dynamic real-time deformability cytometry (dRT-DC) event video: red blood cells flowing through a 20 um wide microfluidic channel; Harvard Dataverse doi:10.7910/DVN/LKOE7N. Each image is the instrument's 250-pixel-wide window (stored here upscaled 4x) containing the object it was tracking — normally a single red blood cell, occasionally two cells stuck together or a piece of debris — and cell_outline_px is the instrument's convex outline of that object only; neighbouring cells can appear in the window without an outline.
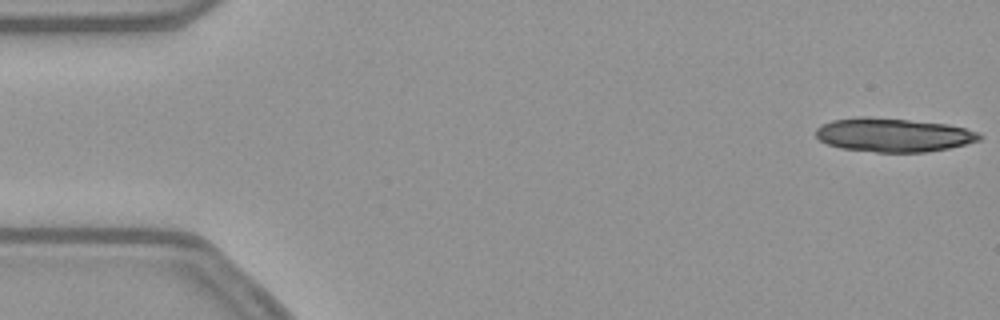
{"species": "common noctule bat (a hibernating species)", "species_latin": "Nyctalus noctula", "temperature_condition": "warm", "stored_images_in_passage": 34, "camera_frame_rate_fps": 3000, "um_per_image_px": 0.085, "animal": {"sex": "female", "body_mass_g": 21.9}, "frame": {"image": 1, "passage_image": 1, "time_ms": 0.0, "image_size_px": [1000, 320], "cell_outline_px": [[984, 136], [980, 140], [948, 148], [928, 152], [876, 152], [840, 148], [828, 144], [820, 140], [816, 136], [816, 128], [820, 124], [832, 120], [860, 116], [864, 116], [908, 120], [948, 124], [964, 128], [976, 132]], "centroid_in_image_um": [75.9, 11.47], "position_along_channel_um": 9.1, "area_um2": 32.14}}
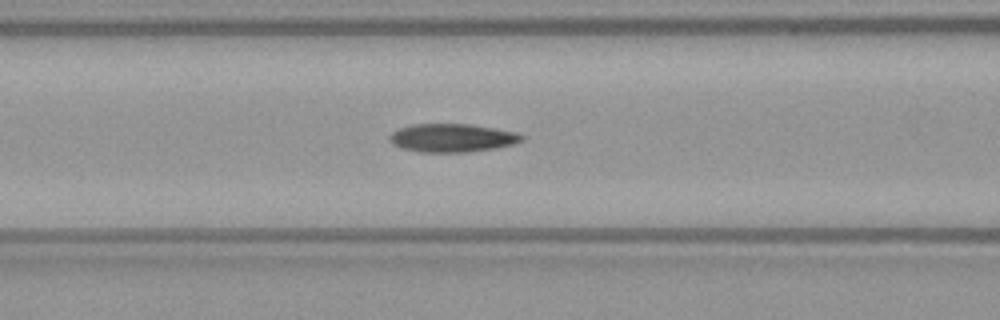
{"frame": {"image": 2, "passage_image": 14, "time_ms": 4.333, "image_size_px": [1000, 320], "cell_outline_px": [[524, 140], [512, 144], [496, 148], [468, 152], [420, 152], [400, 148], [392, 144], [388, 140], [388, 136], [392, 132], [400, 128], [412, 124], [468, 124], [496, 128], [516, 132], [524, 136]], "centroid_in_image_um": [38.41, 11.72], "position_along_channel_um": 128.2, "area_um2": 21.96}}
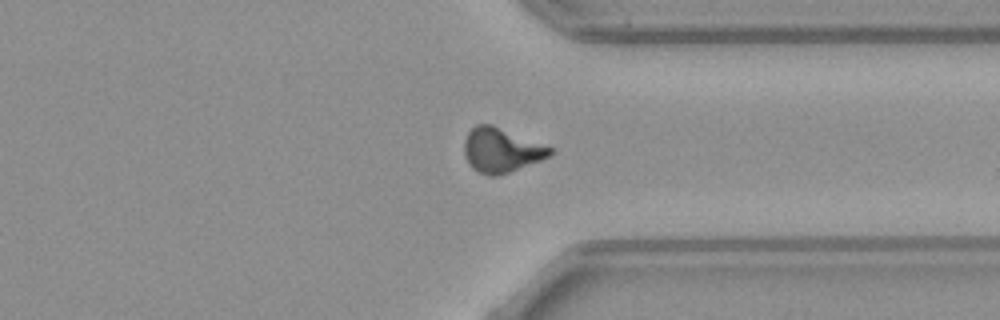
{"frame": {"image": 3, "passage_image": 33, "time_ms": 10.667, "image_size_px": [1000, 320], "cell_outline_px": [[552, 152], [548, 156], [540, 160], [508, 172], [496, 176], [488, 176], [472, 168], [468, 164], [464, 152], [464, 140], [468, 132], [476, 124], [492, 124], [552, 148]], "centroid_in_image_um": [42.55, 12.76], "position_along_channel_um": 368.9, "area_um2": 21.85}}